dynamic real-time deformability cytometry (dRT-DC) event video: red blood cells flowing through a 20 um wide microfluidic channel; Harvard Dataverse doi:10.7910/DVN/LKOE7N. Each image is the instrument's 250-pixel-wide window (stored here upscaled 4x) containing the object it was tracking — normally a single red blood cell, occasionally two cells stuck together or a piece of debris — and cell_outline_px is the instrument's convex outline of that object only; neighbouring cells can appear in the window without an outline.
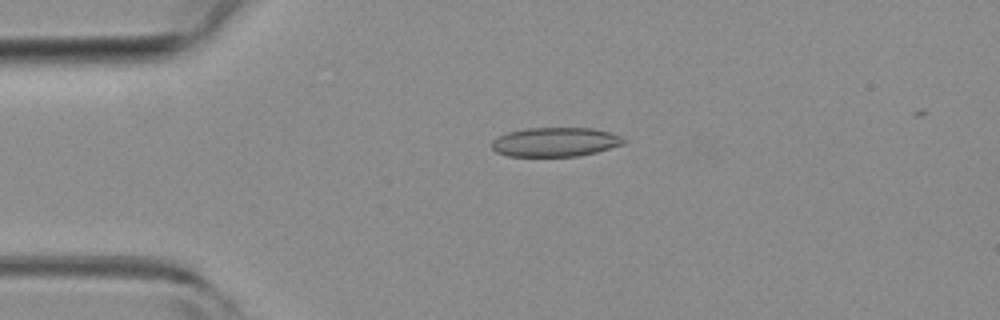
{"species": "common noctule bat (a hibernating species)", "species_latin": "Nyctalus noctula", "temperature_condition": "room temperature", "stored_images_in_passage": 48, "camera_frame_rate_fps": 3000, "um_per_image_px": 0.085, "animal": {"sex": "female", "body_mass_g": 19.3, "forearm_length_mm": 54.1}, "frame": {"image": 1, "passage_image": 8, "time_ms": 2.333, "image_size_px": [1000, 320], "cell_outline_px": [[624, 144], [596, 152], [580, 156], [508, 156], [496, 152], [492, 148], [492, 140], [508, 132], [528, 128], [592, 128], [608, 132], [620, 136], [624, 140]], "centroid_in_image_um": [47.18, 12.07], "position_along_channel_um": 37.8, "area_um2": 22.25}}
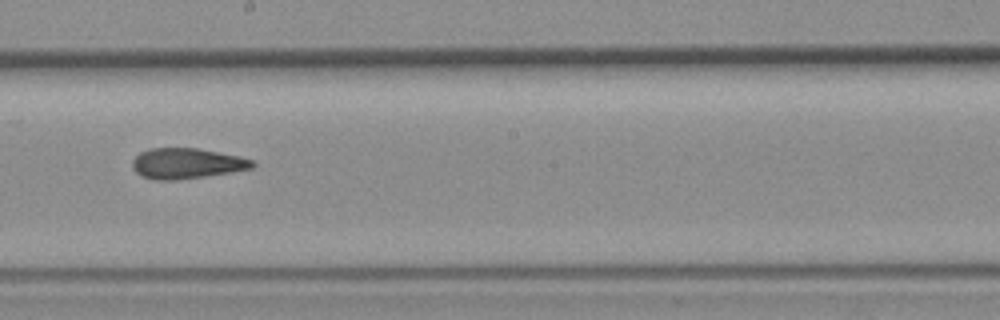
{"frame": {"image": 2, "passage_image": 25, "time_ms": 8.0, "image_size_px": [1000, 320], "cell_outline_px": [[256, 164], [252, 168], [204, 176], [176, 180], [152, 180], [140, 176], [132, 168], [132, 160], [140, 152], [148, 148], [196, 148], [240, 156], [252, 160]], "centroid_in_image_um": [15.81, 13.89], "position_along_channel_um": 232.4, "area_um2": 21.33}}
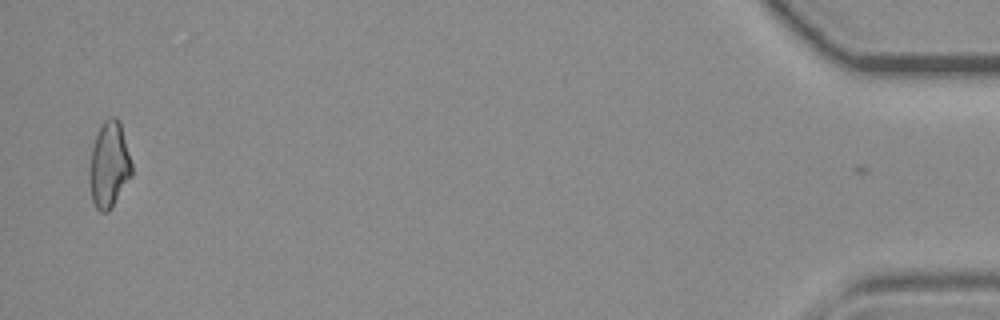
{"frame": {"image": 3, "passage_image": 47, "time_ms": 15.333, "image_size_px": [1000, 320], "cell_outline_px": [[132, 176], [112, 208], [108, 212], [100, 212], [96, 208], [92, 200], [88, 180], [88, 168], [92, 148], [96, 136], [104, 120], [112, 116], [116, 116], [120, 120], [132, 164]], "centroid_in_image_um": [9.27, 14.04], "position_along_channel_um": 425.9, "area_um2": 21.56}, "authors_computed_cell_mechanics": {"area_um2": 21.5883, "velocity_mm_per_s": 3.949, "shape_relaxation_time_tau1_ms": null, "shape_relaxation_time_tau2_ms": 3.3709, "deformation_change_tau1": null, "deformation_change_tau2": 0.1156}}